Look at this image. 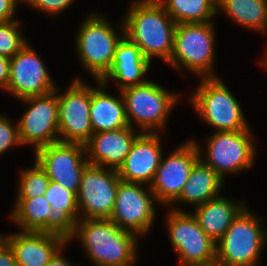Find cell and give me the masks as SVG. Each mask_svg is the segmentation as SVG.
<instances>
[{"instance_id":"d6a6232c","label":"cell","mask_w":267,"mask_h":266,"mask_svg":"<svg viewBox=\"0 0 267 266\" xmlns=\"http://www.w3.org/2000/svg\"><path fill=\"white\" fill-rule=\"evenodd\" d=\"M0 266H17L14 252L6 240L0 243Z\"/></svg>"},{"instance_id":"5bb4252c","label":"cell","mask_w":267,"mask_h":266,"mask_svg":"<svg viewBox=\"0 0 267 266\" xmlns=\"http://www.w3.org/2000/svg\"><path fill=\"white\" fill-rule=\"evenodd\" d=\"M35 157L50 181L59 183L77 195L82 174L89 165L85 145L59 141L39 148Z\"/></svg>"},{"instance_id":"1f68e13d","label":"cell","mask_w":267,"mask_h":266,"mask_svg":"<svg viewBox=\"0 0 267 266\" xmlns=\"http://www.w3.org/2000/svg\"><path fill=\"white\" fill-rule=\"evenodd\" d=\"M19 3H24V0H0V22L14 20V13Z\"/></svg>"},{"instance_id":"2e32d148","label":"cell","mask_w":267,"mask_h":266,"mask_svg":"<svg viewBox=\"0 0 267 266\" xmlns=\"http://www.w3.org/2000/svg\"><path fill=\"white\" fill-rule=\"evenodd\" d=\"M38 54L27 43L10 58V80L7 91L17 99L43 96L56 90L50 73Z\"/></svg>"},{"instance_id":"e0dca14e","label":"cell","mask_w":267,"mask_h":266,"mask_svg":"<svg viewBox=\"0 0 267 266\" xmlns=\"http://www.w3.org/2000/svg\"><path fill=\"white\" fill-rule=\"evenodd\" d=\"M159 136V133H141L135 139L117 171L121 181L151 185L162 159Z\"/></svg>"},{"instance_id":"4316f807","label":"cell","mask_w":267,"mask_h":266,"mask_svg":"<svg viewBox=\"0 0 267 266\" xmlns=\"http://www.w3.org/2000/svg\"><path fill=\"white\" fill-rule=\"evenodd\" d=\"M177 23H206L217 13V0H157Z\"/></svg>"},{"instance_id":"8992f818","label":"cell","mask_w":267,"mask_h":266,"mask_svg":"<svg viewBox=\"0 0 267 266\" xmlns=\"http://www.w3.org/2000/svg\"><path fill=\"white\" fill-rule=\"evenodd\" d=\"M215 33L213 22L177 24L174 49L168 62L181 71L187 68L200 78L217 77L213 74ZM181 66V67H180Z\"/></svg>"},{"instance_id":"6da1fadb","label":"cell","mask_w":267,"mask_h":266,"mask_svg":"<svg viewBox=\"0 0 267 266\" xmlns=\"http://www.w3.org/2000/svg\"><path fill=\"white\" fill-rule=\"evenodd\" d=\"M125 36L151 63L152 58L169 62L174 49L177 23L157 0H135L122 21Z\"/></svg>"},{"instance_id":"ffe728a7","label":"cell","mask_w":267,"mask_h":266,"mask_svg":"<svg viewBox=\"0 0 267 266\" xmlns=\"http://www.w3.org/2000/svg\"><path fill=\"white\" fill-rule=\"evenodd\" d=\"M44 196L52 208L47 214V233L70 242L73 240L76 222L80 219L77 195L59 183L50 181Z\"/></svg>"},{"instance_id":"7402d4cb","label":"cell","mask_w":267,"mask_h":266,"mask_svg":"<svg viewBox=\"0 0 267 266\" xmlns=\"http://www.w3.org/2000/svg\"><path fill=\"white\" fill-rule=\"evenodd\" d=\"M97 83L98 88L91 86L90 121L94 133L128 127L122 94L120 98L112 96L106 91V84L101 80Z\"/></svg>"},{"instance_id":"30bf717a","label":"cell","mask_w":267,"mask_h":266,"mask_svg":"<svg viewBox=\"0 0 267 266\" xmlns=\"http://www.w3.org/2000/svg\"><path fill=\"white\" fill-rule=\"evenodd\" d=\"M120 181L116 170L89 164L84 169L77 193L81 219H110Z\"/></svg>"},{"instance_id":"836d02e7","label":"cell","mask_w":267,"mask_h":266,"mask_svg":"<svg viewBox=\"0 0 267 266\" xmlns=\"http://www.w3.org/2000/svg\"><path fill=\"white\" fill-rule=\"evenodd\" d=\"M10 59L0 55V88L7 90L10 80Z\"/></svg>"},{"instance_id":"7a4b0ae2","label":"cell","mask_w":267,"mask_h":266,"mask_svg":"<svg viewBox=\"0 0 267 266\" xmlns=\"http://www.w3.org/2000/svg\"><path fill=\"white\" fill-rule=\"evenodd\" d=\"M75 237L96 266H131L137 258L138 236L110 219H79Z\"/></svg>"},{"instance_id":"ba28073f","label":"cell","mask_w":267,"mask_h":266,"mask_svg":"<svg viewBox=\"0 0 267 266\" xmlns=\"http://www.w3.org/2000/svg\"><path fill=\"white\" fill-rule=\"evenodd\" d=\"M171 245L178 253L179 266H211L216 263V242L200 227L191 213L171 209L167 215Z\"/></svg>"},{"instance_id":"44dd1931","label":"cell","mask_w":267,"mask_h":266,"mask_svg":"<svg viewBox=\"0 0 267 266\" xmlns=\"http://www.w3.org/2000/svg\"><path fill=\"white\" fill-rule=\"evenodd\" d=\"M151 63L142 54L141 49L124 36L118 43L113 63L109 72L101 80L104 84L109 79L116 80L119 91L124 88L144 84L143 79Z\"/></svg>"},{"instance_id":"277c9868","label":"cell","mask_w":267,"mask_h":266,"mask_svg":"<svg viewBox=\"0 0 267 266\" xmlns=\"http://www.w3.org/2000/svg\"><path fill=\"white\" fill-rule=\"evenodd\" d=\"M82 23L75 39L77 54L95 81L102 80L111 68L118 43L125 36L124 24L118 35L101 14H90Z\"/></svg>"},{"instance_id":"ac0fdd59","label":"cell","mask_w":267,"mask_h":266,"mask_svg":"<svg viewBox=\"0 0 267 266\" xmlns=\"http://www.w3.org/2000/svg\"><path fill=\"white\" fill-rule=\"evenodd\" d=\"M130 126L123 129L94 133L85 144L86 157L90 165L118 171L130 148L141 132ZM138 133V134H137Z\"/></svg>"},{"instance_id":"f546056e","label":"cell","mask_w":267,"mask_h":266,"mask_svg":"<svg viewBox=\"0 0 267 266\" xmlns=\"http://www.w3.org/2000/svg\"><path fill=\"white\" fill-rule=\"evenodd\" d=\"M18 124L14 125L6 116L0 115V155L13 145H20Z\"/></svg>"},{"instance_id":"603a6c76","label":"cell","mask_w":267,"mask_h":266,"mask_svg":"<svg viewBox=\"0 0 267 266\" xmlns=\"http://www.w3.org/2000/svg\"><path fill=\"white\" fill-rule=\"evenodd\" d=\"M245 206L244 202L237 204L227 197L219 196L196 206L192 214L203 231L217 243Z\"/></svg>"},{"instance_id":"f1b7e54d","label":"cell","mask_w":267,"mask_h":266,"mask_svg":"<svg viewBox=\"0 0 267 266\" xmlns=\"http://www.w3.org/2000/svg\"><path fill=\"white\" fill-rule=\"evenodd\" d=\"M19 23L18 19L0 22V55L8 59L12 58L27 44L19 30Z\"/></svg>"},{"instance_id":"d590c367","label":"cell","mask_w":267,"mask_h":266,"mask_svg":"<svg viewBox=\"0 0 267 266\" xmlns=\"http://www.w3.org/2000/svg\"><path fill=\"white\" fill-rule=\"evenodd\" d=\"M261 65H263V66H264V68L267 70V55H266V58H265V59H263V61H262Z\"/></svg>"},{"instance_id":"d6986e66","label":"cell","mask_w":267,"mask_h":266,"mask_svg":"<svg viewBox=\"0 0 267 266\" xmlns=\"http://www.w3.org/2000/svg\"><path fill=\"white\" fill-rule=\"evenodd\" d=\"M4 236L14 252L17 266H46L67 243L58 235L36 231H20Z\"/></svg>"},{"instance_id":"cb8c5ba5","label":"cell","mask_w":267,"mask_h":266,"mask_svg":"<svg viewBox=\"0 0 267 266\" xmlns=\"http://www.w3.org/2000/svg\"><path fill=\"white\" fill-rule=\"evenodd\" d=\"M223 182L224 179L216 171L199 159L193 166L180 196L174 202L192 203L195 207L204 204L219 197Z\"/></svg>"},{"instance_id":"7c38bea8","label":"cell","mask_w":267,"mask_h":266,"mask_svg":"<svg viewBox=\"0 0 267 266\" xmlns=\"http://www.w3.org/2000/svg\"><path fill=\"white\" fill-rule=\"evenodd\" d=\"M57 92L58 88L43 96L20 99L29 105L17 122L21 145L30 144L36 152L41 147L60 141Z\"/></svg>"},{"instance_id":"83f0119b","label":"cell","mask_w":267,"mask_h":266,"mask_svg":"<svg viewBox=\"0 0 267 266\" xmlns=\"http://www.w3.org/2000/svg\"><path fill=\"white\" fill-rule=\"evenodd\" d=\"M20 174L16 198H33L44 195L50 179L36 160L34 167L24 169Z\"/></svg>"},{"instance_id":"9a60e30c","label":"cell","mask_w":267,"mask_h":266,"mask_svg":"<svg viewBox=\"0 0 267 266\" xmlns=\"http://www.w3.org/2000/svg\"><path fill=\"white\" fill-rule=\"evenodd\" d=\"M199 159L198 148L193 140L174 149L165 160L162 157L150 185L157 203L163 205L174 203L180 196L193 166Z\"/></svg>"},{"instance_id":"3957f363","label":"cell","mask_w":267,"mask_h":266,"mask_svg":"<svg viewBox=\"0 0 267 266\" xmlns=\"http://www.w3.org/2000/svg\"><path fill=\"white\" fill-rule=\"evenodd\" d=\"M261 219L244 207L234 218L223 237L216 243L219 266H258L267 233Z\"/></svg>"},{"instance_id":"9c48e42d","label":"cell","mask_w":267,"mask_h":266,"mask_svg":"<svg viewBox=\"0 0 267 266\" xmlns=\"http://www.w3.org/2000/svg\"><path fill=\"white\" fill-rule=\"evenodd\" d=\"M250 131V128L238 131H216L207 141L206 159L201 157L198 142L193 141L198 148L200 160L224 179L227 173H238L253 166L256 148Z\"/></svg>"},{"instance_id":"4dcf8cb0","label":"cell","mask_w":267,"mask_h":266,"mask_svg":"<svg viewBox=\"0 0 267 266\" xmlns=\"http://www.w3.org/2000/svg\"><path fill=\"white\" fill-rule=\"evenodd\" d=\"M24 3L54 16L70 6L73 0H24Z\"/></svg>"},{"instance_id":"8d00e7d4","label":"cell","mask_w":267,"mask_h":266,"mask_svg":"<svg viewBox=\"0 0 267 266\" xmlns=\"http://www.w3.org/2000/svg\"><path fill=\"white\" fill-rule=\"evenodd\" d=\"M5 240V236H3L2 234H0V243H2Z\"/></svg>"},{"instance_id":"e575fe53","label":"cell","mask_w":267,"mask_h":266,"mask_svg":"<svg viewBox=\"0 0 267 266\" xmlns=\"http://www.w3.org/2000/svg\"><path fill=\"white\" fill-rule=\"evenodd\" d=\"M67 242L62 248H60L55 255L51 258L50 262L46 266H73L70 264L68 259H66L63 254H61L62 249L68 244Z\"/></svg>"},{"instance_id":"52a82bcc","label":"cell","mask_w":267,"mask_h":266,"mask_svg":"<svg viewBox=\"0 0 267 266\" xmlns=\"http://www.w3.org/2000/svg\"><path fill=\"white\" fill-rule=\"evenodd\" d=\"M189 99L203 121L216 131L249 129L241 106L218 77L201 78Z\"/></svg>"},{"instance_id":"4fadbf2b","label":"cell","mask_w":267,"mask_h":266,"mask_svg":"<svg viewBox=\"0 0 267 266\" xmlns=\"http://www.w3.org/2000/svg\"><path fill=\"white\" fill-rule=\"evenodd\" d=\"M142 185L144 184L120 181L110 217V220L121 229L137 236L146 235L153 224L156 213L155 206H153L156 198L150 186L145 190Z\"/></svg>"},{"instance_id":"d4e9b609","label":"cell","mask_w":267,"mask_h":266,"mask_svg":"<svg viewBox=\"0 0 267 266\" xmlns=\"http://www.w3.org/2000/svg\"><path fill=\"white\" fill-rule=\"evenodd\" d=\"M243 27L267 33V0H217V10Z\"/></svg>"},{"instance_id":"5b68a950","label":"cell","mask_w":267,"mask_h":266,"mask_svg":"<svg viewBox=\"0 0 267 266\" xmlns=\"http://www.w3.org/2000/svg\"><path fill=\"white\" fill-rule=\"evenodd\" d=\"M122 94L129 126L137 124L141 133H160L171 108L179 101L173 94L157 83L147 80L144 84L124 88Z\"/></svg>"},{"instance_id":"8fae6325","label":"cell","mask_w":267,"mask_h":266,"mask_svg":"<svg viewBox=\"0 0 267 266\" xmlns=\"http://www.w3.org/2000/svg\"><path fill=\"white\" fill-rule=\"evenodd\" d=\"M91 86L77 78L58 94L60 142L85 145L94 134L90 121Z\"/></svg>"},{"instance_id":"484cf974","label":"cell","mask_w":267,"mask_h":266,"mask_svg":"<svg viewBox=\"0 0 267 266\" xmlns=\"http://www.w3.org/2000/svg\"><path fill=\"white\" fill-rule=\"evenodd\" d=\"M44 195L33 198H16L10 218L22 231L47 233V214L51 212Z\"/></svg>"}]
</instances>
